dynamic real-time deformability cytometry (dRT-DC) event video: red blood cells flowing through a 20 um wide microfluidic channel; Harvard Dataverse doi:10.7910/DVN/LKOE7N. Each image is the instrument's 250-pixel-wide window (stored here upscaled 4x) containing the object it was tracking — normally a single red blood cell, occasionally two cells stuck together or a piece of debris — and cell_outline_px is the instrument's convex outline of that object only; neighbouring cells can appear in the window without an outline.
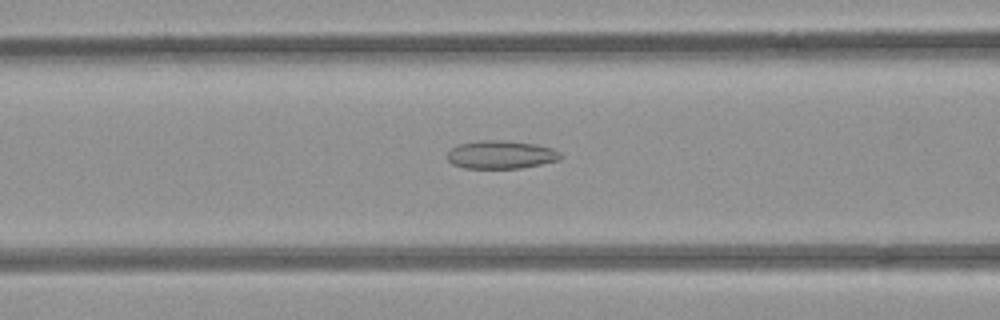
{"species": "common noctule bat (a hibernating species)", "species_latin": "Nyctalus noctula", "temperature_condition": "room temperature", "stored_images_in_passage": 53, "camera_frame_rate_fps": 3000, "um_per_image_px": 0.085, "animal": {"sex": "female", "body_mass_g": 21.9}, "frame": {"image": 1, "passage_image": 22, "time_ms": 7.0, "image_size_px": [1000, 320], "cell_outline_px": [[564, 156], [560, 160], [520, 168], [464, 168], [452, 164], [448, 160], [448, 152], [452, 148], [460, 144], [476, 140], [504, 140], [536, 144], [552, 148], [560, 152]], "centroid_in_image_um": [42.6, 13.14], "position_along_channel_um": 124.0, "area_um2": 18.67}}
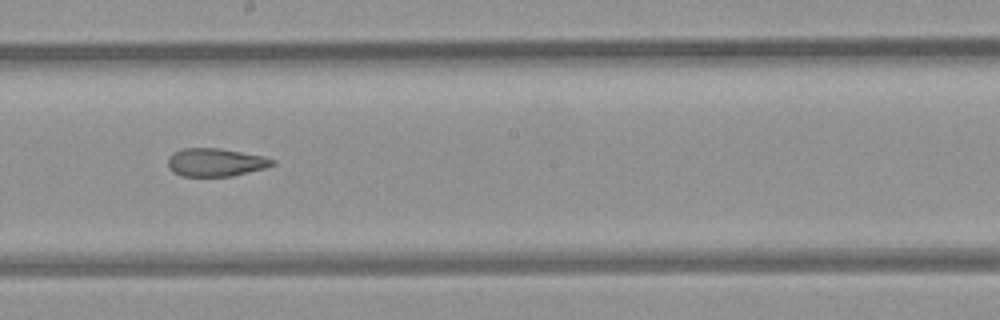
{"frame": {"image": 2, "passage_image": 30, "time_ms": 9.667, "image_size_px": [1000, 320], "cell_outline_px": [[276, 164], [264, 168], [232, 176], [180, 176], [172, 172], [168, 164], [168, 156], [172, 152], [184, 148], [220, 148], [264, 156], [276, 160]], "centroid_in_image_um": [18.31, 13.79], "position_along_channel_um": 229.9, "area_um2": 17.22}}
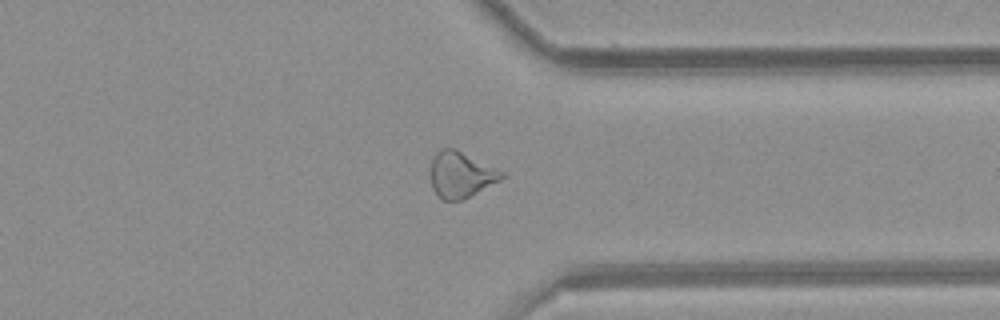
{"frame": {"image": 3, "passage_image": 41, "time_ms": 13.333, "image_size_px": [1000, 320], "cell_outline_px": [[508, 176], [464, 200], [444, 200], [432, 188], [432, 160], [436, 152], [440, 148], [456, 148], [504, 172]], "centroid_in_image_um": [39.22, 14.84], "position_along_channel_um": 372.2, "area_um2": 19.02}, "authors_computed_cell_mechanics": {"area_um2": 20.4034, "velocity_mm_per_s": 3.9621, "shape_relaxation_time_tau1_ms": null, "shape_relaxation_time_tau2_ms": 3.078, "deformation_change_tau1": null, "deformation_change_tau2": 0.1036}}